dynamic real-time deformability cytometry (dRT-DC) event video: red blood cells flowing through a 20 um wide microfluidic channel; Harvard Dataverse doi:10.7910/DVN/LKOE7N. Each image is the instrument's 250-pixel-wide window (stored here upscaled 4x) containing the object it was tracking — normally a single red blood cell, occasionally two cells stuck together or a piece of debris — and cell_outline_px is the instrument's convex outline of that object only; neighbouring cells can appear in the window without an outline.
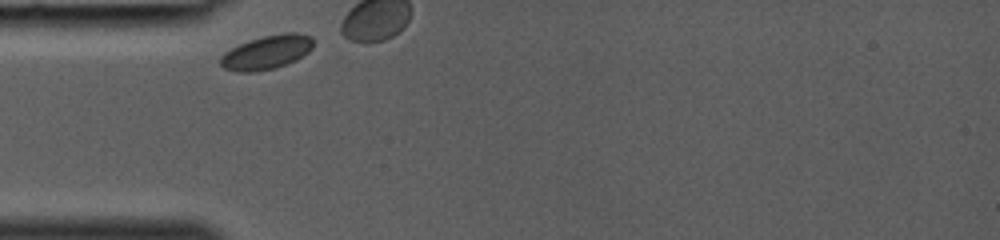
{"species": "common noctule bat (a hibernating species)", "species_latin": "Nyctalus noctula", "temperature_condition": "room temperature", "stored_images_in_passage": 18, "camera_frame_rate_fps": 3000, "um_per_image_px": 0.085, "animal": {"sex": "female", "body_mass_g": 19.0, "forearm_length_mm": 53.3}, "frame": {"image": 1, "passage_image": 1, "time_ms": 0.0, "image_size_px": [1000, 240], "cell_outline_px": [[312, 48], [308, 52], [296, 60], [276, 68], [252, 72], [236, 72], [224, 68], [220, 64], [220, 56], [224, 52], [240, 44], [264, 36], [284, 32], [296, 32], [312, 36]], "centroid_in_image_um": [22.67, 4.45], "position_along_channel_um": 62.3, "area_um2": 18.32}}